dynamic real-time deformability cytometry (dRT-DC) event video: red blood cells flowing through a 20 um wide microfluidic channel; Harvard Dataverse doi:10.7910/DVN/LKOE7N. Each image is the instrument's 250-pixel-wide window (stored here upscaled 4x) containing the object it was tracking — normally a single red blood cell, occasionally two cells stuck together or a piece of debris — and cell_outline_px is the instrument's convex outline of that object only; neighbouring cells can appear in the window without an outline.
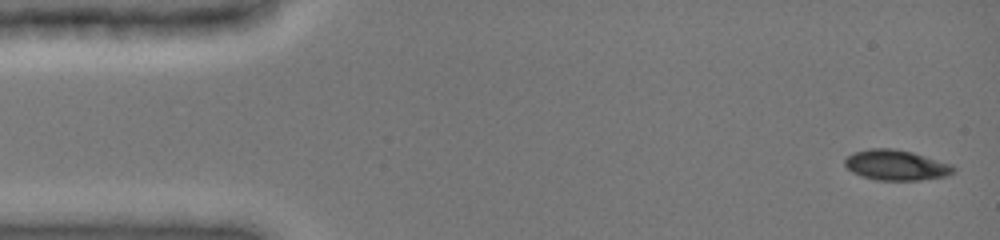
{"species": "common noctule bat (a hibernating species)", "species_latin": "Nyctalus noctula", "temperature_condition": "cold", "stored_images_in_passage": 6, "camera_frame_rate_fps": 3000, "um_per_image_px": 0.085, "animal": {"sex": "female", "body_mass_g": 19.0, "forearm_length_mm": 51.5}, "frame": {"image": 1, "passage_image": 1, "time_ms": 0.0, "image_size_px": [1000, 240], "cell_outline_px": [[956, 168], [948, 176], [920, 180], [876, 180], [860, 176], [852, 172], [844, 164], [844, 160], [852, 152], [868, 148], [892, 148], [912, 152], [952, 164]], "centroid_in_image_um": [76.15, 14.03], "position_along_channel_um": 8.8, "area_um2": 19.36}}
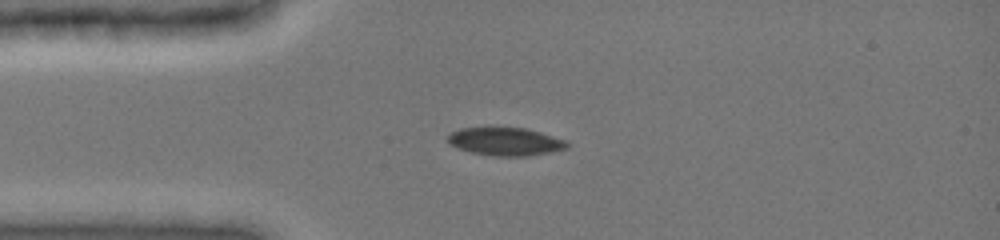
{"frame": {"image": 2, "passage_image": 5, "time_ms": 3.333, "image_size_px": [1000, 240], "cell_outline_px": [[568, 148], [528, 156], [492, 156], [472, 152], [456, 148], [448, 140], [448, 136], [452, 132], [460, 128], [528, 128], [564, 140], [568, 144]], "centroid_in_image_um": [42.95, 12.03], "position_along_channel_um": 42.0, "area_um2": 19.19}}